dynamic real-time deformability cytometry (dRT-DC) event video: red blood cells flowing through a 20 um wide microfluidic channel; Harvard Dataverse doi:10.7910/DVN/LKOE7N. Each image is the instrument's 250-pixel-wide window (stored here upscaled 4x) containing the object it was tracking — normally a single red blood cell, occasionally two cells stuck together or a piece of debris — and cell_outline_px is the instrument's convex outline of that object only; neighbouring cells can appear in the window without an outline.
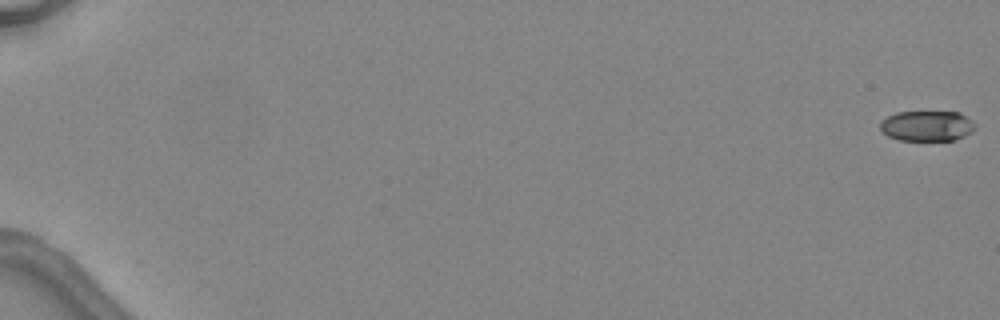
{"species": "common noctule bat (a hibernating species)", "species_latin": "Nyctalus noctula", "temperature_condition": "warm", "stored_images_in_passage": 4, "camera_frame_rate_fps": 3000, "um_per_image_px": 0.085, "animal": {"sex": "female", "body_mass_g": 24.6, "forearm_length_mm": 56.2}, "frame": {"image": 1, "passage_image": 1, "time_ms": 0.0, "image_size_px": [1000, 320], "cell_outline_px": [[976, 128], [972, 132], [956, 140], [900, 140], [888, 136], [880, 128], [880, 120], [896, 112], [960, 112], [972, 120], [976, 124]], "centroid_in_image_um": [78.82, 10.7], "position_along_channel_um": 6.2, "area_um2": 16.94}}